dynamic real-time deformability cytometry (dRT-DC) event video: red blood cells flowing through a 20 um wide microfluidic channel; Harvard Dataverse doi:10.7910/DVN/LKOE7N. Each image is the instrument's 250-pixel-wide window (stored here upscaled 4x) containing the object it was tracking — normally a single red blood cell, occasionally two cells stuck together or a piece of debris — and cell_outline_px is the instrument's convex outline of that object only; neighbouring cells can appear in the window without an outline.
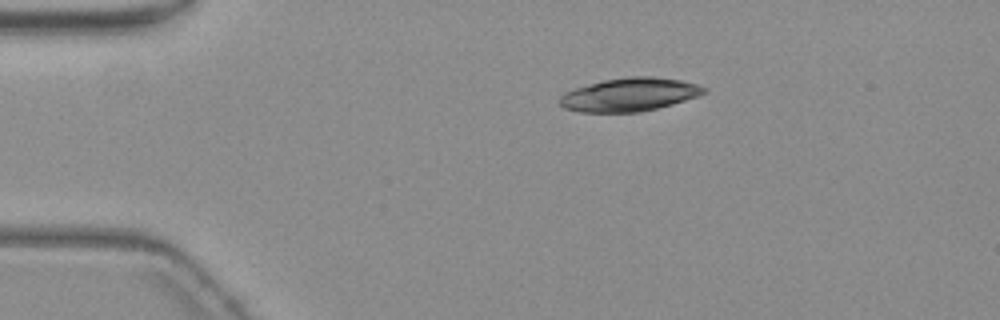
{"species": "common noctule bat (a hibernating species)", "species_latin": "Nyctalus noctula", "temperature_condition": "warm", "stored_images_in_passage": 2, "camera_frame_rate_fps": 3000, "um_per_image_px": 0.085, "animal": {"sex": "female", "body_mass_g": 19.3, "forearm_length_mm": 54.1}, "frame": {"image": 1, "passage_image": 1, "time_ms": 0.0, "image_size_px": [1000, 320], "cell_outline_px": [[708, 92], [672, 104], [640, 112], [580, 112], [564, 108], [560, 104], [560, 96], [564, 92], [576, 88], [604, 80], [628, 76], [652, 76], [680, 80], [696, 84], [708, 88]], "centroid_in_image_um": [53.51, 8.04], "position_along_channel_um": 31.5, "area_um2": 27.86}}